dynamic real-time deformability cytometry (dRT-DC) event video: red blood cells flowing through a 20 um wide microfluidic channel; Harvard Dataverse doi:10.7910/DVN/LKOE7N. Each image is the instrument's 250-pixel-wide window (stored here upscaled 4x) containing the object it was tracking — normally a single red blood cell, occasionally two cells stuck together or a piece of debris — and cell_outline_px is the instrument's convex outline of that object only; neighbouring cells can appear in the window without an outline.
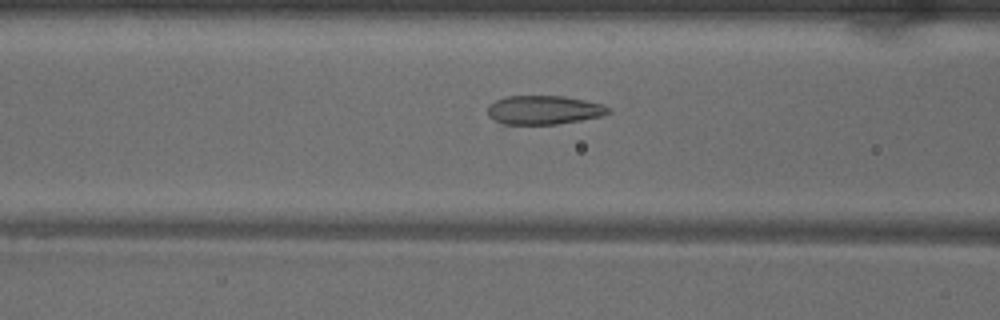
{"species": "common noctule bat (a hibernating species)", "species_latin": "Nyctalus noctula", "temperature_condition": "warm", "stored_images_in_passage": 20, "camera_frame_rate_fps": 3000, "um_per_image_px": 0.085, "animal": {"sex": "male", "body_mass_g": 18.8}, "frame": {"image": 1, "passage_image": 8, "time_ms": 2.333, "image_size_px": [1000, 320], "cell_outline_px": [[612, 112], [604, 116], [556, 124], [504, 124], [488, 116], [488, 104], [496, 100], [508, 96], [564, 96], [604, 104]], "centroid_in_image_um": [46.25, 9.34], "position_along_channel_um": 120.3, "area_um2": 20.29}}
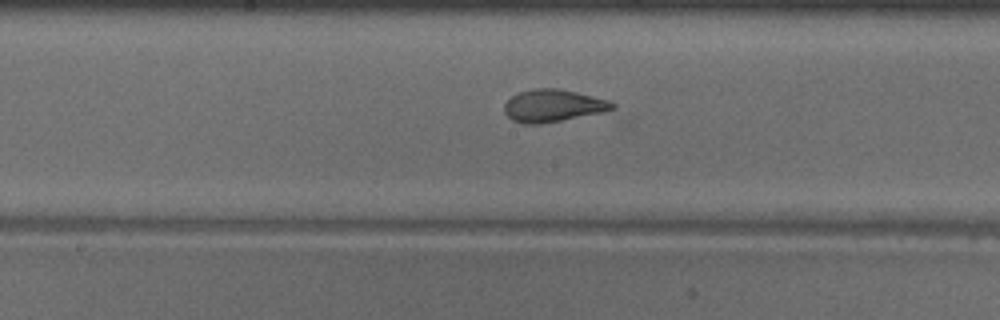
{"frame": {"image": 2, "passage_image": 14, "time_ms": 4.333, "image_size_px": [1000, 320], "cell_outline_px": [[616, 108], [600, 112], [540, 124], [524, 124], [512, 120], [504, 112], [504, 104], [512, 96], [520, 92], [532, 88], [560, 88], [608, 100], [616, 104]], "centroid_in_image_um": [46.97, 8.97], "position_along_channel_um": 201.2, "area_um2": 20.17}}
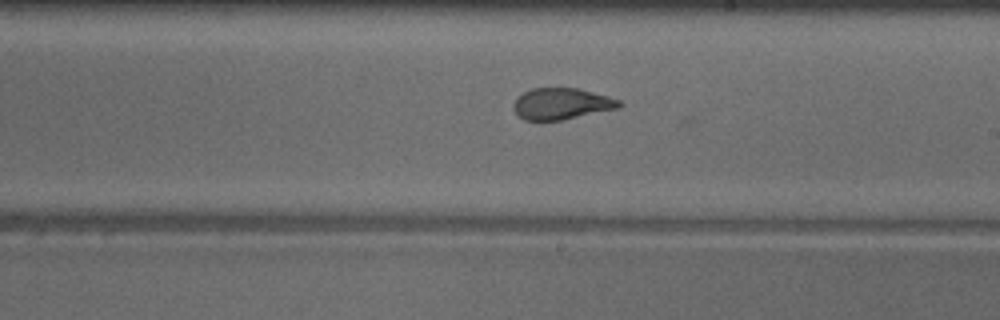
{"frame": {"image": 3, "passage_image": 17, "time_ms": 5.333, "image_size_px": [1000, 320], "cell_outline_px": [[624, 104], [620, 108], [564, 120], [524, 120], [512, 108], [512, 104], [516, 96], [532, 88], [576, 88], [608, 96], [620, 100]], "centroid_in_image_um": [47.74, 8.82], "position_along_channel_um": 241.3, "area_um2": 19.54}}